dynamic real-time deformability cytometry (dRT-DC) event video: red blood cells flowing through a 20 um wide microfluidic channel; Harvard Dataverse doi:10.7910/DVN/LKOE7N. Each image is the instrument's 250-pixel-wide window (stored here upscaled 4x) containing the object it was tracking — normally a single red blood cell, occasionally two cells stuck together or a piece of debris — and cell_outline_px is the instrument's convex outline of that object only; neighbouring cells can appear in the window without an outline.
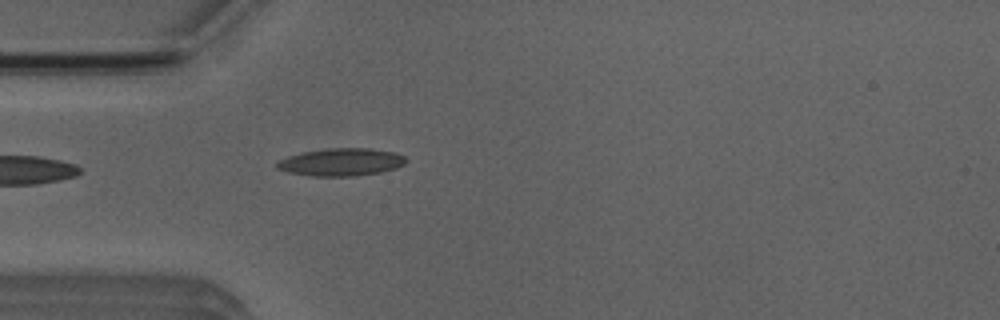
{"species": "Egyptian fruit bat (a non-hibernating species)", "species_latin": "Rousettus aegyptiacus", "temperature_condition": "room temperature", "stored_images_in_passage": 5, "camera_frame_rate_fps": 3000, "um_per_image_px": 0.085, "animal": {"sex": "male"}, "frame": {"image": 1, "passage_image": 5, "time_ms": 4.333, "image_size_px": [1000, 320], "cell_outline_px": [[408, 160], [404, 164], [396, 168], [380, 172], [356, 176], [312, 176], [288, 172], [276, 168], [276, 164], [280, 160], [288, 156], [304, 152], [332, 148], [368, 148], [396, 152], [404, 156]], "centroid_in_image_um": [29.04, 13.78], "position_along_channel_um": 56.0, "area_um2": 20.69}}